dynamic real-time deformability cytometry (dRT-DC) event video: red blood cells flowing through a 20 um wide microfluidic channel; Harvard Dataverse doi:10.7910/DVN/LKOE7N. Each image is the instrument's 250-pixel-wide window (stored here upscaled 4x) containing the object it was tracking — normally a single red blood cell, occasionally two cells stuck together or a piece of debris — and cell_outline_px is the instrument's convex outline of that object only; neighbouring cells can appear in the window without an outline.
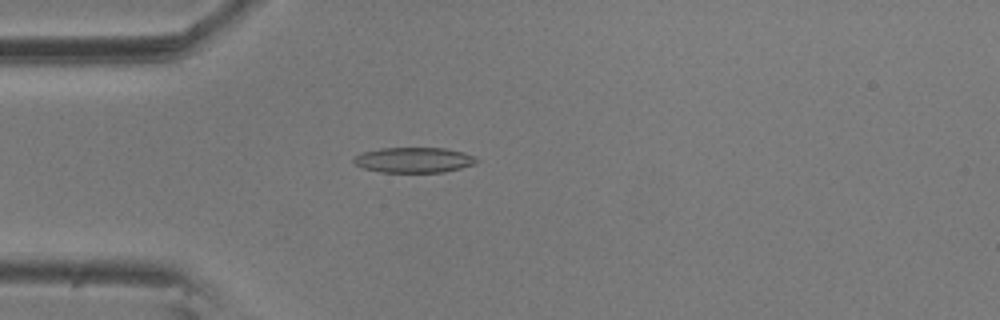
{"species": "common noctule bat (a hibernating species)", "species_latin": "Nyctalus noctula", "temperature_condition": "room temperature", "stored_images_in_passage": 6, "camera_frame_rate_fps": 3000, "um_per_image_px": 0.085, "animal": {"sex": "male", "body_mass_g": 20.5, "forearm_length_mm": 52.5}, "frame": {"image": 1, "passage_image": 5, "time_ms": 1.333, "image_size_px": [1000, 320], "cell_outline_px": [[480, 160], [476, 164], [444, 172], [380, 172], [364, 168], [356, 164], [352, 160], [360, 152], [380, 148], [444, 148], [464, 152]], "centroid_in_image_um": [35.18, 13.59], "position_along_channel_um": 49.8, "area_um2": 18.15}}